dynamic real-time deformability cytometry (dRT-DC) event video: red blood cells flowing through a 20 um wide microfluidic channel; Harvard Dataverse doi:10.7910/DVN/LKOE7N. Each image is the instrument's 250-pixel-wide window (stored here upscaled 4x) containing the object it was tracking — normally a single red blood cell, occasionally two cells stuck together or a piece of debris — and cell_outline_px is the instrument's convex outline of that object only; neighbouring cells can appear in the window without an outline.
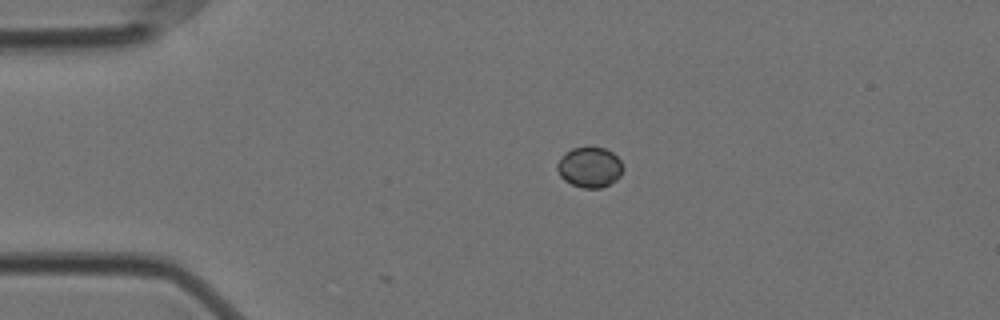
{"species": "Egyptian fruit bat (a non-hibernating species)", "species_latin": "Rousettus aegyptiacus", "temperature_condition": "cold", "stored_images_in_passage": 2, "camera_frame_rate_fps": 3000, "um_per_image_px": 0.085, "animal": {"sex": "female"}, "frame": {"image": 1, "passage_image": 2, "time_ms": 0.333, "image_size_px": [1000, 320], "cell_outline_px": [[624, 168], [620, 176], [616, 180], [600, 188], [584, 188], [572, 184], [564, 180], [560, 176], [556, 168], [556, 164], [564, 152], [572, 148], [604, 148], [612, 152], [620, 160]], "centroid_in_image_um": [50.1, 14.22], "position_along_channel_um": 34.9, "area_um2": 15.43}}